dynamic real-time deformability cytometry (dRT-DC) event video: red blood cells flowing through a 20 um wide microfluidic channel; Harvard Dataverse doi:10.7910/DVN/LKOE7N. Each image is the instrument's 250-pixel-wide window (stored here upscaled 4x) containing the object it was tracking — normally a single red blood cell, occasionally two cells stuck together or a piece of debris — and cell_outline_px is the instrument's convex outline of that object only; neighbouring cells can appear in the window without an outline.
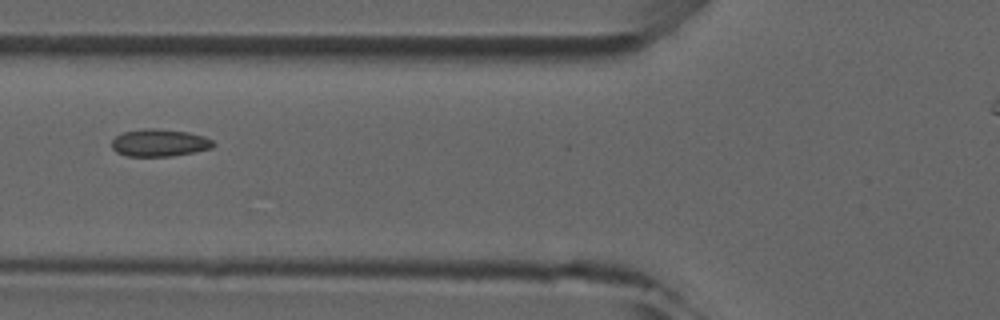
{"species": "common noctule bat (a hibernating species)", "species_latin": "Nyctalus noctula", "temperature_condition": "room temperature", "stored_images_in_passage": 8, "camera_frame_rate_fps": 3000, "um_per_image_px": 0.085, "animal": {"sex": "male", "forearm_length_mm": 52.5}, "frame": {"image": 1, "passage_image": 6, "time_ms": 6.0, "image_size_px": [1000, 320], "cell_outline_px": [[216, 144], [212, 148], [196, 152], [172, 156], [128, 156], [116, 152], [112, 148], [112, 140], [116, 136], [124, 132], [144, 128], [156, 128], [188, 132], [204, 136], [212, 140]], "centroid_in_image_um": [13.57, 12.14], "position_along_channel_um": 112.2, "area_um2": 16.3}}
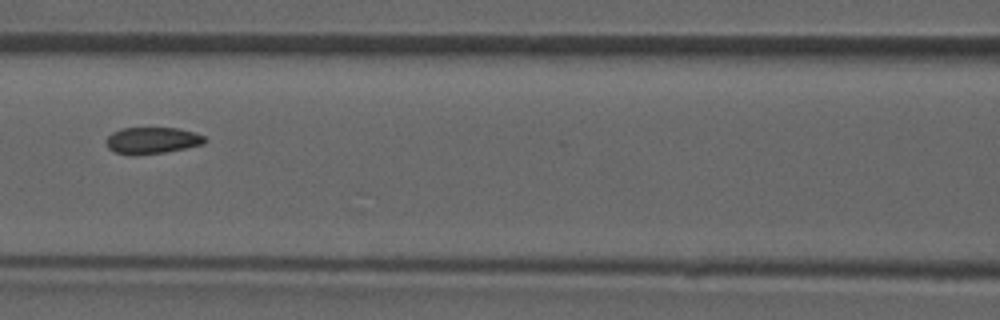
{"frame": {"image": 2, "passage_image": 7, "time_ms": 7.0, "image_size_px": [1000, 320], "cell_outline_px": [[204, 144], [164, 152], [116, 152], [108, 148], [108, 136], [112, 132], [124, 128], [176, 128], [196, 132], [204, 136]], "centroid_in_image_um": [12.99, 11.89], "position_along_channel_um": 153.6, "area_um2": 14.39}}